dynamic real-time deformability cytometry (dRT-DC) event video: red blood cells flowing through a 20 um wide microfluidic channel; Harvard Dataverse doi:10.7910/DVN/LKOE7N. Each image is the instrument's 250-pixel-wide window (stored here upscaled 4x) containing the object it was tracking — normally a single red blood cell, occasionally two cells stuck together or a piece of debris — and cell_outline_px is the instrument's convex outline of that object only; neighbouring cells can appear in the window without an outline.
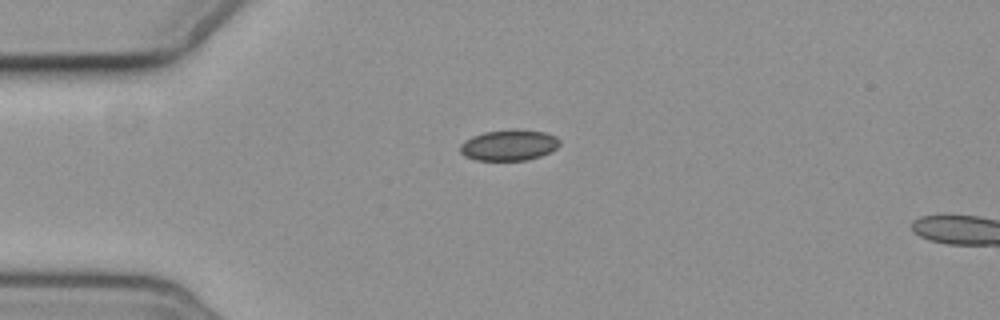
{"species": "common noctule bat (a hibernating species)", "species_latin": "Nyctalus noctula", "temperature_condition": "cold", "stored_images_in_passage": 2, "camera_frame_rate_fps": 3000, "um_per_image_px": 0.085, "animal": {"sex": "female", "body_mass_g": 19.3, "forearm_length_mm": 54.1}, "frame": {"image": 1, "passage_image": 1, "time_ms": 0.0, "image_size_px": [1000, 320], "cell_outline_px": [[560, 144], [552, 152], [528, 160], [476, 160], [464, 156], [460, 152], [460, 144], [464, 140], [472, 136], [484, 132], [516, 128], [544, 132], [556, 136], [560, 140]], "centroid_in_image_um": [43.27, 12.33], "position_along_channel_um": 41.7, "area_um2": 18.21}}